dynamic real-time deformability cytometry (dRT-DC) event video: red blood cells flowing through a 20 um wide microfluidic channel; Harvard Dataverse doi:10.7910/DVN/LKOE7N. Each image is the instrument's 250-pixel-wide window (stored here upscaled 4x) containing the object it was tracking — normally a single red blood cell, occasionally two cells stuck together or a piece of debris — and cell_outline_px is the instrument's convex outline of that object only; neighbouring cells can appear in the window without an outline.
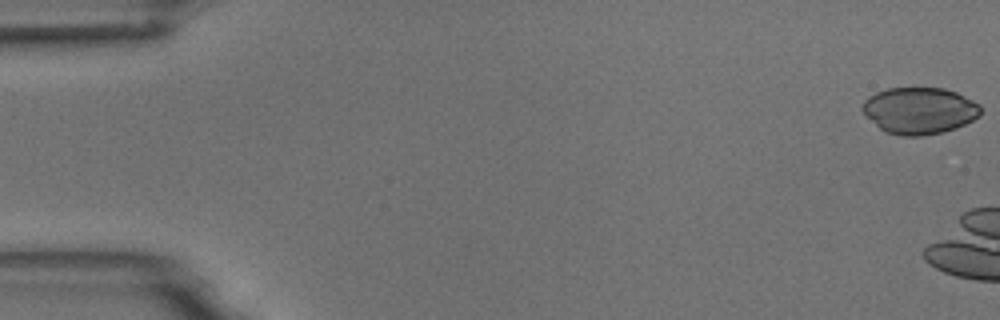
{"species": "common noctule bat (a hibernating species)", "species_latin": "Nyctalus noctula", "temperature_condition": "room temperature", "stored_images_in_passage": 7, "camera_frame_rate_fps": 3000, "um_per_image_px": 0.085, "animal": {"sex": "male", "body_mass_g": 18.8}, "frame": {"image": 1, "passage_image": 1, "time_ms": 0.0, "image_size_px": [1000, 320], "cell_outline_px": [[980, 116], [956, 128], [944, 132], [920, 136], [900, 136], [888, 132], [880, 128], [860, 108], [864, 100], [868, 96], [876, 92], [888, 88], [944, 88], [956, 92], [980, 104]], "centroid_in_image_um": [78.16, 9.4], "position_along_channel_um": 6.8, "area_um2": 32.02}}